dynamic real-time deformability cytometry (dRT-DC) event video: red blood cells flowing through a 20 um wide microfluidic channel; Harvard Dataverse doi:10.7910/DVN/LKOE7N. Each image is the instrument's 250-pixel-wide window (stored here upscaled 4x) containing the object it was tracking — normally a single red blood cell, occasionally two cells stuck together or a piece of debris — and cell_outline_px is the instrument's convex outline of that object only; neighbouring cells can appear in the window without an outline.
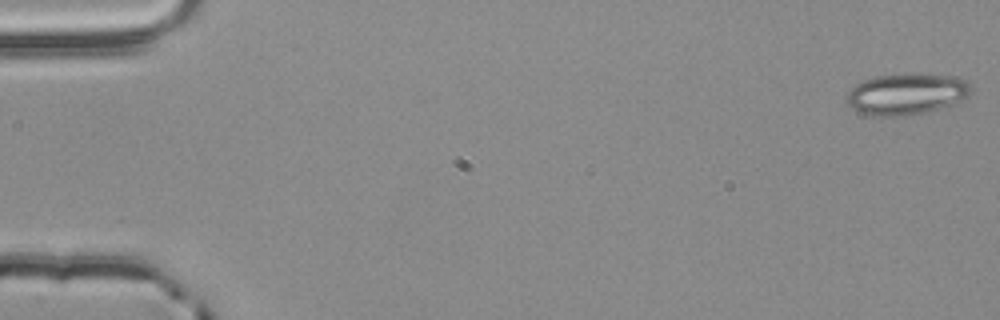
{"species": "common noctule bat (a hibernating species)", "species_latin": "Nyctalus noctula", "temperature_condition": "room temperature", "stored_images_in_passage": 18, "segment_of_instrument_passage": [1, 2], "camera_frame_rate_fps": 3000, "um_per_image_px": 0.085, "animal": {"sex": "male", "body_mass_g": 20.4}, "frame": {"image": 1, "passage_image": 1, "time_ms": 0.0, "image_size_px": [1000, 320], "cell_outline_px": [[972, 92], [968, 96], [940, 108], [924, 112], [904, 116], [868, 116], [852, 108], [848, 104], [848, 92], [856, 84], [864, 80], [876, 76], [904, 72], [916, 72], [948, 76], [964, 80], [972, 88]], "centroid_in_image_um": [77.02, 7.97], "position_along_channel_um": 8.0, "area_um2": 29.94}}
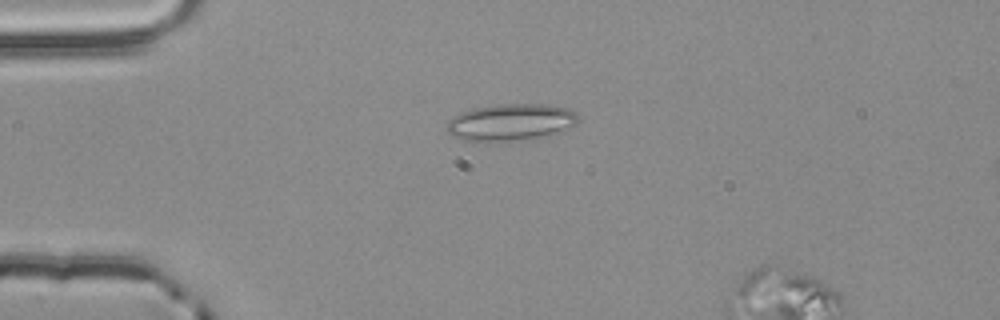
{"frame": {"image": 2, "passage_image": 14, "time_ms": 4.333, "image_size_px": [1000, 320], "cell_outline_px": [[580, 116], [576, 124], [556, 136], [532, 140], [496, 144], [484, 144], [464, 140], [452, 136], [448, 132], [448, 120], [452, 116], [460, 112], [472, 108], [500, 104], [548, 104], [568, 108], [576, 112]], "centroid_in_image_um": [43.46, 10.45], "position_along_channel_um": 41.5, "area_um2": 29.94}}